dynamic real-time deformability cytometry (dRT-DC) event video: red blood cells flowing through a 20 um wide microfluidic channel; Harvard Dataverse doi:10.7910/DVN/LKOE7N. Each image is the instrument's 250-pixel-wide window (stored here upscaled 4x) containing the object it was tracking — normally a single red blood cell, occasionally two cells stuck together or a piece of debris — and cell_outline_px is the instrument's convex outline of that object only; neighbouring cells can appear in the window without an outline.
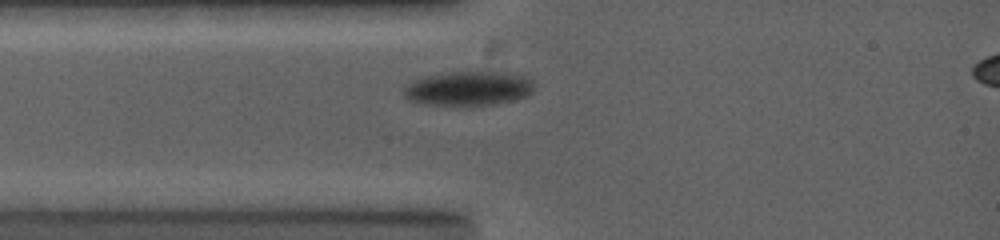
{"species": "common noctule bat (a hibernating species)", "species_latin": "Nyctalus noctula", "temperature_condition": "warm", "stored_images_in_passage": 4, "segment_of_instrument_passage": [1, 2], "camera_frame_rate_fps": 5000, "um_per_image_px": 0.085, "animal": {"sex": "female", "body_mass_g": 19.0, "forearm_length_mm": 53.3}, "frame": {"image": 1, "passage_image": 3, "time_ms": 2.4, "image_size_px": [1000, 240], "cell_outline_px": [[532, 92], [528, 96], [516, 100], [492, 104], [424, 104], [408, 100], [404, 96], [404, 88], [412, 80], [424, 76], [452, 72], [504, 72], [524, 76], [532, 84]], "centroid_in_image_um": [39.79, 7.51], "position_along_channel_um": 45.2, "area_um2": 25.66}}